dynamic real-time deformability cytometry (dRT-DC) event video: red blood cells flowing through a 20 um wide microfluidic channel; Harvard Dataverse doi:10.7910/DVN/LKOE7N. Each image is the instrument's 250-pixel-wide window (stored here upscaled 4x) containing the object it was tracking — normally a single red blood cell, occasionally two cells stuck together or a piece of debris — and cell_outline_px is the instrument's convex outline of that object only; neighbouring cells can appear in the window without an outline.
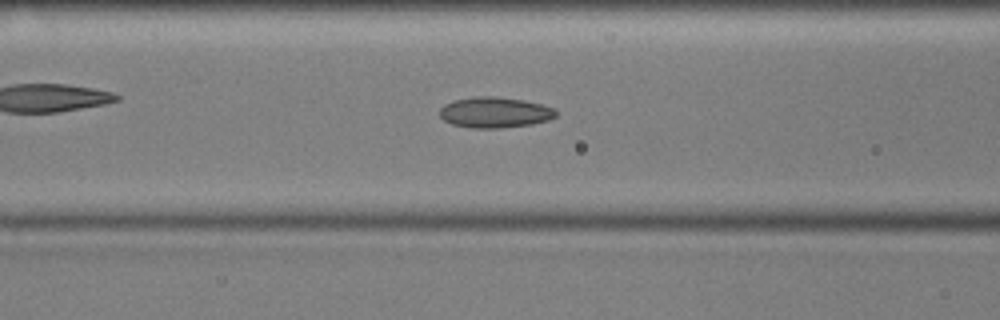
{"species": "common noctule bat (a hibernating species)", "species_latin": "Nyctalus noctula", "temperature_condition": "cold", "stored_images_in_passage": 54, "camera_frame_rate_fps": 3000, "um_per_image_px": 0.085, "animal": {"sex": "male", "body_mass_g": 17.9, "forearm_length_mm": 54.2}, "frame": {"image": 1, "passage_image": 20, "time_ms": 6.333, "image_size_px": [1000, 320], "cell_outline_px": [[556, 116], [548, 120], [532, 124], [500, 128], [472, 128], [452, 124], [444, 120], [440, 116], [440, 108], [444, 104], [452, 100], [476, 96], [496, 96], [520, 100], [540, 104], [556, 108]], "centroid_in_image_um": [42.04, 9.55], "position_along_channel_um": 124.6, "area_um2": 20.81}}
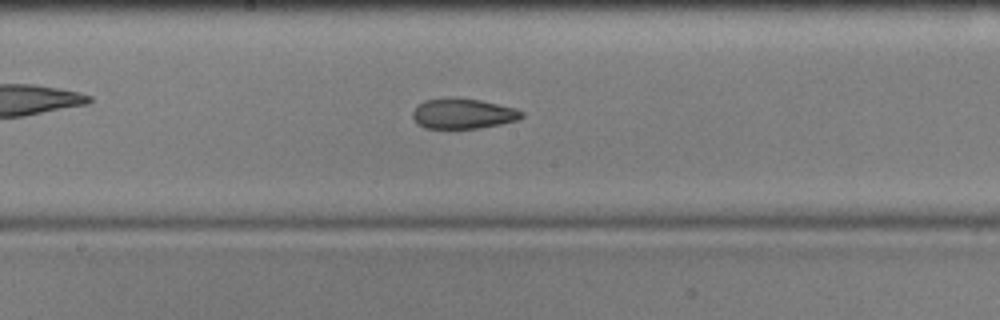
{"frame": {"image": 2, "passage_image": 27, "time_ms": 8.667, "image_size_px": [1000, 320], "cell_outline_px": [[524, 116], [516, 120], [500, 124], [480, 128], [424, 128], [412, 116], [412, 112], [424, 100], [448, 96], [452, 96], [480, 100], [516, 108], [524, 112]], "centroid_in_image_um": [39.37, 9.63], "position_along_channel_um": 208.8, "area_um2": 19.31}}
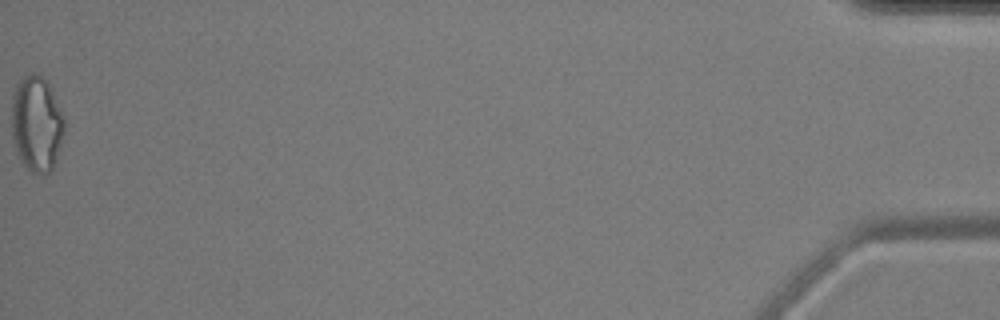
{"frame": {"image": 3, "passage_image": 54, "time_ms": 17.667, "image_size_px": [1000, 320], "cell_outline_px": [[64, 132], [56, 160], [52, 172], [44, 176], [32, 172], [20, 160], [12, 136], [12, 96], [16, 84], [28, 72], [32, 72], [48, 80], [64, 116]], "centroid_in_image_um": [3.12, 10.51], "position_along_channel_um": 432.1, "area_um2": 29.77}, "authors_computed_cell_mechanics": {"area_um2": 21.0681, "velocity_mm_per_s": 3.6029, "shape_relaxation_time_tau1_ms": null, "shape_relaxation_time_tau2_ms": 4.3368, "deformation_change_tau1": null, "deformation_change_tau2": 0.1174}}